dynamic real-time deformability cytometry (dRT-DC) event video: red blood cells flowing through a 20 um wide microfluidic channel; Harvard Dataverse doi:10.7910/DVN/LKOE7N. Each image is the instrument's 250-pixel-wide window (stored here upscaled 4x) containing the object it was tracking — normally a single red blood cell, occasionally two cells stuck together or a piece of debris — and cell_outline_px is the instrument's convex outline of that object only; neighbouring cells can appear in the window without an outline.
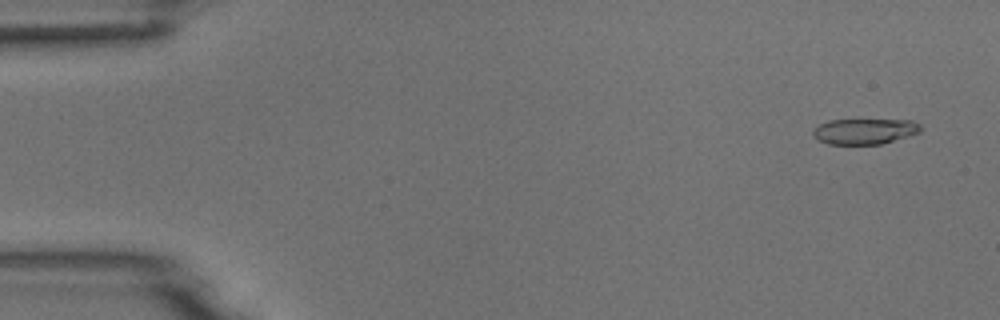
{"species": "common noctule bat (a hibernating species)", "species_latin": "Nyctalus noctula", "temperature_condition": "room temperature", "stored_images_in_passage": 6, "camera_frame_rate_fps": 3000, "um_per_image_px": 0.085, "animal": {"sex": "male", "body_mass_g": 18.8}, "frame": {"image": 1, "passage_image": 1, "time_ms": 0.0, "image_size_px": [1000, 320], "cell_outline_px": [[920, 132], [908, 136], [880, 144], [828, 144], [820, 140], [812, 132], [820, 124], [828, 120], [912, 120], [920, 124]], "centroid_in_image_um": [73.52, 11.15], "position_along_channel_um": 11.5, "area_um2": 15.78}}
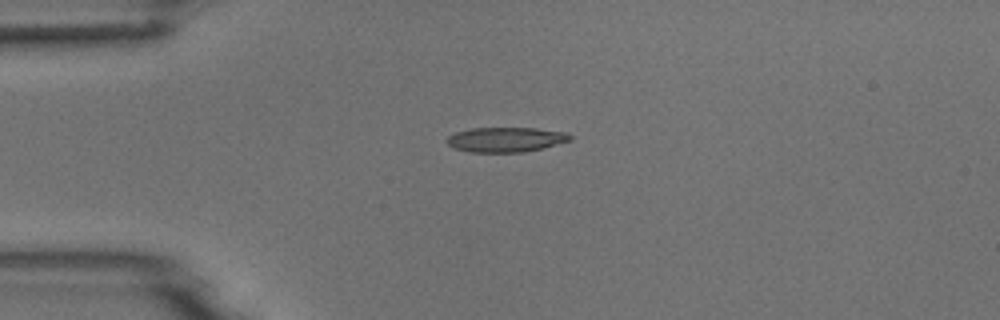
{"frame": {"image": 2, "passage_image": 4, "time_ms": 3.333, "image_size_px": [1000, 320], "cell_outline_px": [[572, 140], [544, 148], [524, 152], [468, 152], [456, 148], [448, 144], [444, 140], [448, 136], [456, 132], [472, 128], [536, 128], [568, 132], [572, 136]], "centroid_in_image_um": [43.03, 11.86], "position_along_channel_um": 42.0, "area_um2": 17.98}}